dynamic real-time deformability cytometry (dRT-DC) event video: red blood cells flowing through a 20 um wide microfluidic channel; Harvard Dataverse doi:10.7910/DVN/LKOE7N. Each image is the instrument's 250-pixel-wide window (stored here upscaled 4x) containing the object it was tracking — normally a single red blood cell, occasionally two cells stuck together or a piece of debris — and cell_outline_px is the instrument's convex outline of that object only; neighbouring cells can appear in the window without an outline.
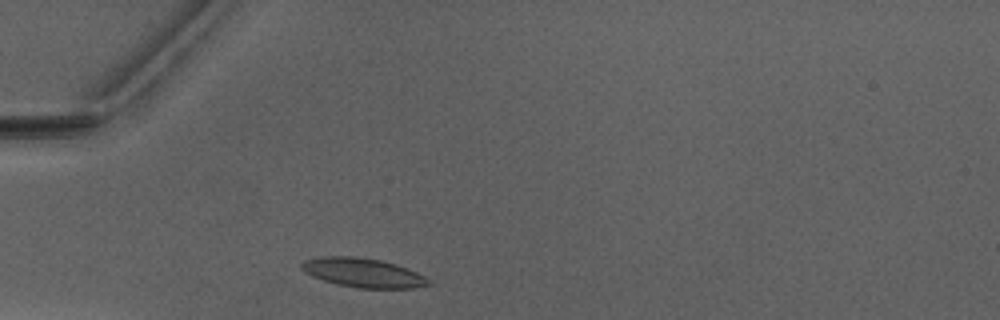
{"species": "Egyptian fruit bat (a non-hibernating species)", "species_latin": "Rousettus aegyptiacus", "temperature_condition": "warm", "stored_images_in_passage": 28, "camera_frame_rate_fps": 3000, "um_per_image_px": 0.085, "animal": {"sex": "male"}, "frame": {"image": 1, "passage_image": 2, "time_ms": 0.333, "image_size_px": [1000, 320], "cell_outline_px": [[432, 284], [412, 288], [356, 288], [336, 284], [312, 276], [304, 272], [300, 268], [300, 264], [304, 260], [324, 256], [356, 256], [380, 260], [396, 264], [408, 268], [432, 280]], "centroid_in_image_um": [30.86, 23.18], "position_along_channel_um": 54.1, "area_um2": 21.73}}
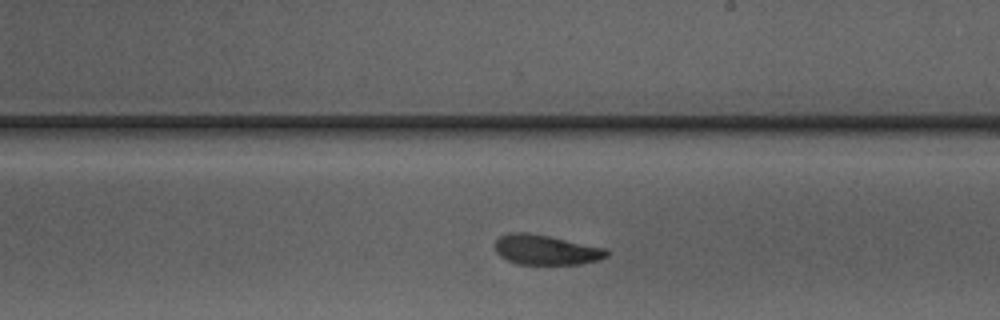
{"frame": {"image": 2, "passage_image": 17, "time_ms": 5.333, "image_size_px": [1000, 320], "cell_outline_px": [[608, 256], [596, 260], [580, 264], [516, 264], [500, 256], [496, 252], [496, 240], [500, 236], [508, 232], [528, 232], [548, 236], [604, 248], [608, 252]], "centroid_in_image_um": [46.36, 21.23], "position_along_channel_um": 242.6, "area_um2": 19.25}}
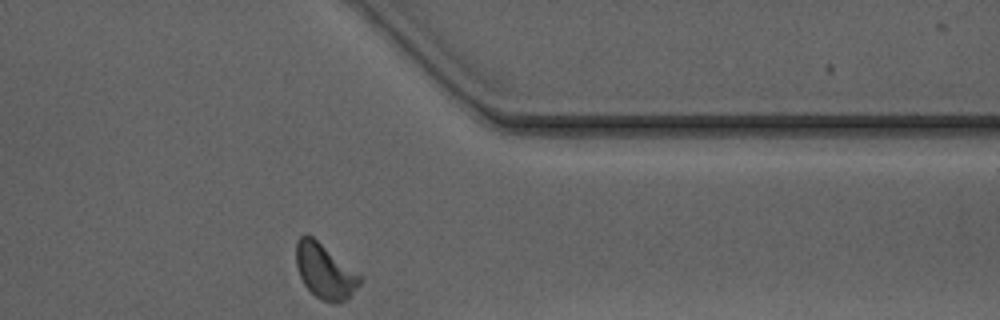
{"frame": {"image": 3, "passage_image": 28, "time_ms": 9.0, "image_size_px": [1000, 320], "cell_outline_px": [[364, 276], [360, 284], [340, 304], [332, 304], [320, 300], [304, 284], [300, 276], [296, 264], [296, 240], [300, 236], [312, 236]], "centroid_in_image_um": [27.64, 23.06], "position_along_channel_um": 383.8, "area_um2": 20.46}, "authors_computed_cell_mechanics": {"area_um2": 20.4612, "velocity_mm_per_s": 4.0588, "shape_relaxation_time_tau1_ms": 6.209, "shape_relaxation_time_tau2_ms": 2.1574, "deformation_change_tau1": 0.1246, "deformation_change_tau2": 0.0871}}